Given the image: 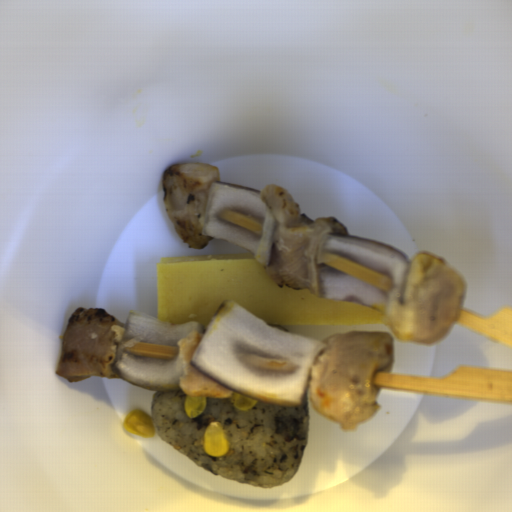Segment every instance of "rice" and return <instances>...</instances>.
Returning a JSON list of instances; mask_svg holds the SVG:
<instances>
[{
	"mask_svg": "<svg viewBox=\"0 0 512 512\" xmlns=\"http://www.w3.org/2000/svg\"><path fill=\"white\" fill-rule=\"evenodd\" d=\"M181 389L158 391L152 397L151 419L155 434L175 451L213 475L239 483L271 487L293 478L310 437L309 401L279 405L259 400L236 409L229 398H205L202 414L189 418ZM221 422L229 450L210 457L202 450L205 428Z\"/></svg>",
	"mask_w": 512,
	"mask_h": 512,
	"instance_id": "rice-1",
	"label": "rice"
}]
</instances>
